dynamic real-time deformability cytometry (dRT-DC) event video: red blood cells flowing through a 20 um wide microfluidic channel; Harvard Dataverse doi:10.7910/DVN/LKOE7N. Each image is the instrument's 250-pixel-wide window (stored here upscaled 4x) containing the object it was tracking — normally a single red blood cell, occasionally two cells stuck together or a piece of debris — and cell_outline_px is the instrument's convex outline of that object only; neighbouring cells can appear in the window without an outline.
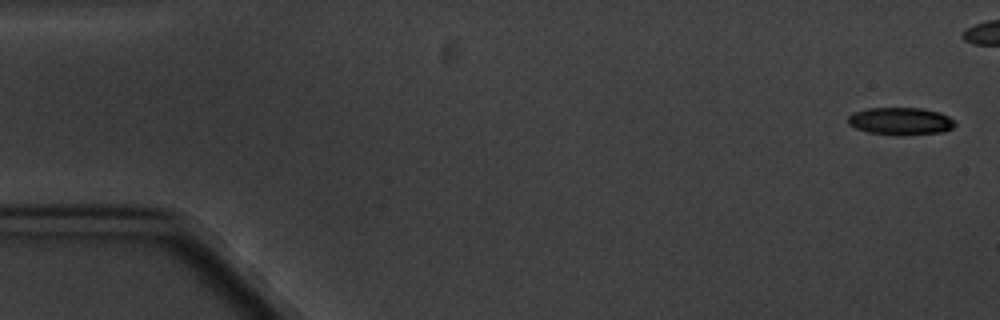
{"species": "common noctule bat (a hibernating species)", "species_latin": "Nyctalus noctula", "temperature_condition": "cold", "stored_images_in_passage": 6, "camera_frame_rate_fps": 3000, "um_per_image_px": 0.085, "animal": {"sex": "male", "body_mass_g": 20.1, "forearm_length_mm": 53.5}, "frame": {"image": 1, "passage_image": 1, "time_ms": 0.0, "image_size_px": [1000, 320], "cell_outline_px": [[956, 124], [952, 128], [944, 132], [904, 136], [868, 132], [856, 128], [848, 124], [848, 116], [856, 112], [868, 108], [920, 108], [940, 112], [948, 116]], "centroid_in_image_um": [76.57, 10.31], "position_along_channel_um": 8.4, "area_um2": 17.17}}
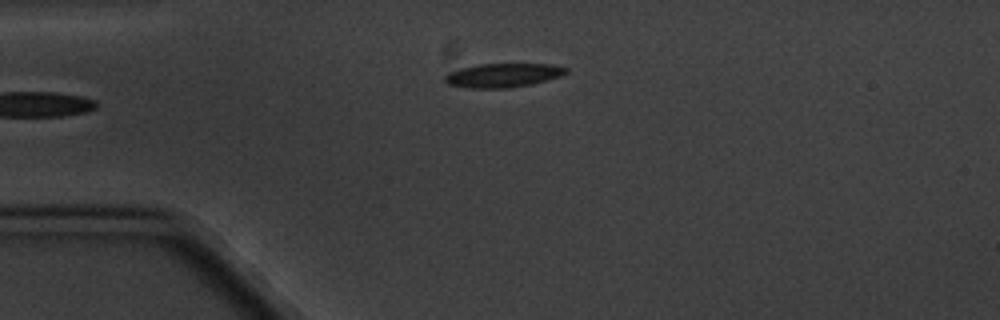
{"frame": {"image": 2, "passage_image": 6, "time_ms": 6.0, "image_size_px": [1000, 320], "cell_outline_px": [[568, 72], [560, 76], [532, 84], [508, 88], [468, 88], [448, 84], [444, 80], [444, 76], [448, 72], [460, 68], [480, 64], [552, 64], [568, 68]], "centroid_in_image_um": [42.74, 6.4], "position_along_channel_um": 42.3, "area_um2": 16.94}}